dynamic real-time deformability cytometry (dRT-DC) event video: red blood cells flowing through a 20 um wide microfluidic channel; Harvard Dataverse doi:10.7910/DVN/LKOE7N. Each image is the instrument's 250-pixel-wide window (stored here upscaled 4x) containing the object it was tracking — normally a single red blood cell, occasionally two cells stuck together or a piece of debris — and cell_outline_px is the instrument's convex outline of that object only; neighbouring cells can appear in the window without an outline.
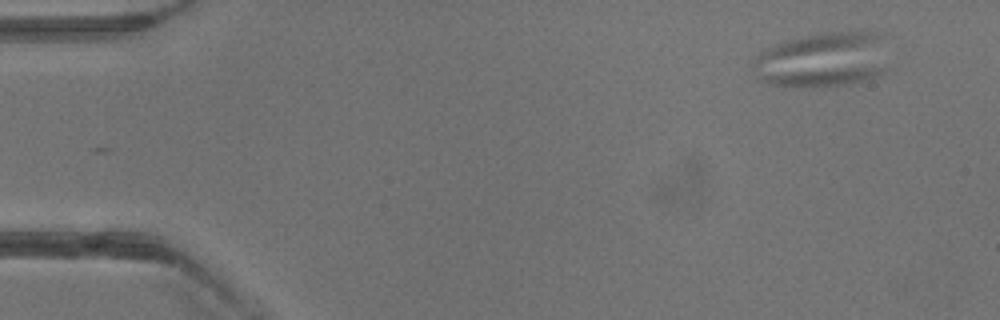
{"species": "common noctule bat (a hibernating species)", "species_latin": "Nyctalus noctula", "temperature_condition": "warm", "stored_images_in_passage": 42, "camera_frame_rate_fps": 3000, "um_per_image_px": 0.085, "animal": {"sex": "male", "body_mass_g": 13.3}, "frame": {"image": 1, "passage_image": 4, "time_ms": 1.0, "image_size_px": [1000, 320], "cell_outline_px": [[888, 68], [880, 76], [872, 80], [844, 84], [768, 84], [760, 80], [752, 64], [752, 60], [760, 52], [776, 44], [824, 32], [880, 32]], "centroid_in_image_um": [69.99, 5.06], "position_along_channel_um": 15.0, "area_um2": 42.48}}
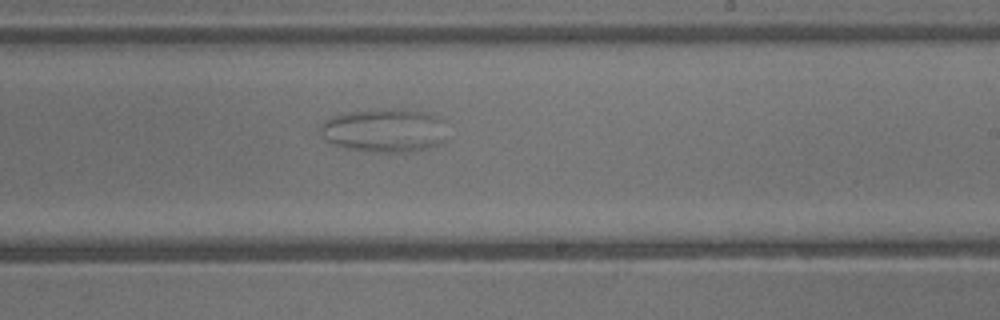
{"frame": {"image": 2, "passage_image": 26, "time_ms": 8.333, "image_size_px": [1000, 320], "cell_outline_px": [[448, 140], [440, 144], [428, 148], [404, 152], [376, 152], [344, 148], [332, 144], [324, 140], [320, 128], [320, 124], [324, 120], [332, 116], [344, 112], [392, 108], [408, 108], [440, 116], [444, 120]], "centroid_in_image_um": [32.72, 11.07], "position_along_channel_um": 256.3, "area_um2": 33.12}}
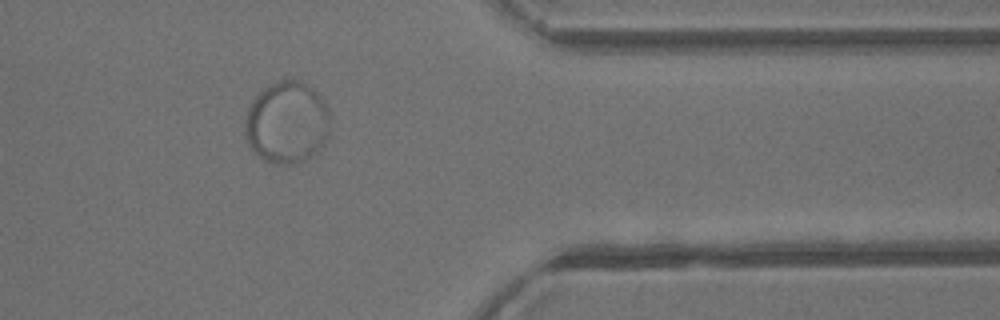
{"frame": {"image": 3, "passage_image": 35, "time_ms": 11.333, "image_size_px": [1000, 320], "cell_outline_px": [[328, 132], [324, 144], [312, 156], [296, 164], [272, 164], [256, 156], [248, 144], [244, 120], [248, 108], [252, 100], [268, 84], [276, 80], [304, 80], [324, 100], [328, 108]], "centroid_in_image_um": [24.37, 10.41], "position_along_channel_um": 387.0, "area_um2": 41.04}}